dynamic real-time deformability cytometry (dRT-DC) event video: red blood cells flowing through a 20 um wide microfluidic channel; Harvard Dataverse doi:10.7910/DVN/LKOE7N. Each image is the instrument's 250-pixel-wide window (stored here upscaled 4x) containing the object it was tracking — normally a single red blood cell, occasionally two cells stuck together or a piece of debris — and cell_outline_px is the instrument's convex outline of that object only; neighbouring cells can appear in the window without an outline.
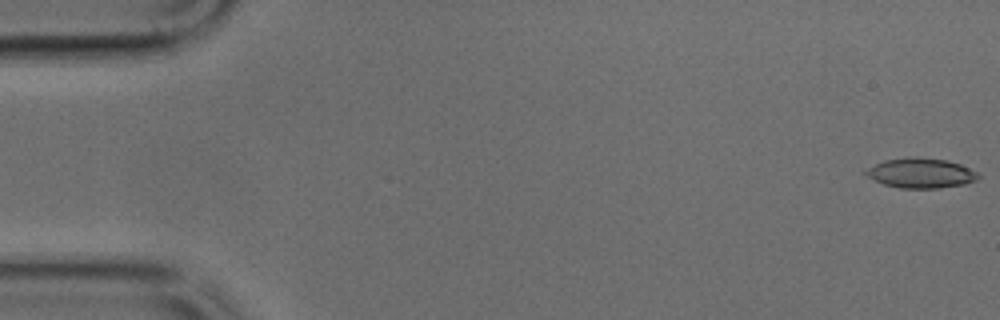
{"species": "common noctule bat (a hibernating species)", "species_latin": "Nyctalus noctula", "temperature_condition": "cold", "stored_images_in_passage": 20, "camera_frame_rate_fps": 3000, "um_per_image_px": 0.085, "animal": {"sex": "male", "body_mass_g": 17.9, "forearm_length_mm": 54.2}, "frame": {"image": 1, "passage_image": 1, "time_ms": 0.0, "image_size_px": [1000, 320], "cell_outline_px": [[980, 176], [976, 180], [964, 184], [940, 188], [900, 188], [884, 184], [860, 172], [884, 160], [908, 156], [948, 160], [960, 164], [976, 172]], "centroid_in_image_um": [78.25, 14.7], "position_along_channel_um": 6.8, "area_um2": 19.54}}
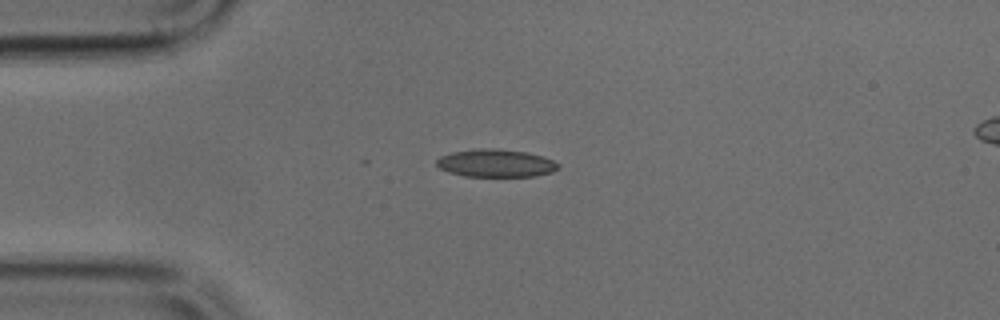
{"frame": {"image": 2, "passage_image": 12, "time_ms": 3.667, "image_size_px": [1000, 320], "cell_outline_px": [[560, 168], [552, 172], [536, 176], [464, 176], [448, 172], [440, 168], [436, 164], [436, 160], [440, 156], [452, 152], [476, 148], [496, 148], [528, 152], [544, 156], [560, 164]], "centroid_in_image_um": [42.16, 13.86], "position_along_channel_um": 42.8, "area_um2": 19.94}}